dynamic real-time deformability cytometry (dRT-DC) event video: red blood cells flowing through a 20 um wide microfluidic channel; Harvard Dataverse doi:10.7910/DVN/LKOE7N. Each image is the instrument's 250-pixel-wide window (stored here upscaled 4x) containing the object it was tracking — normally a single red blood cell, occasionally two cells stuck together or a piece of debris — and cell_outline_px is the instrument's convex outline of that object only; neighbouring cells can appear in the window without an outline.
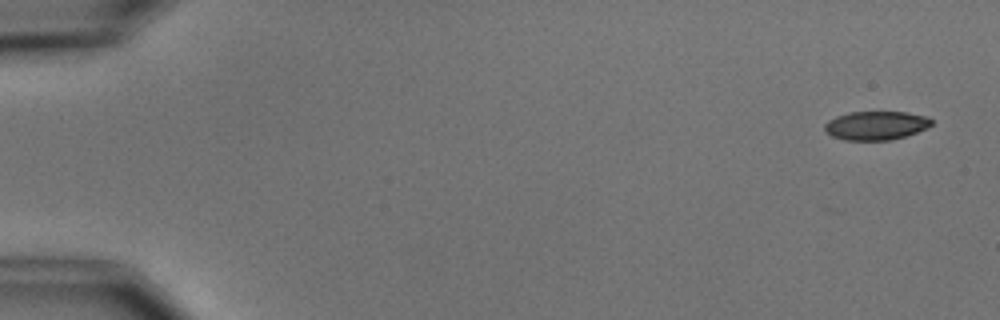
{"species": "common noctule bat (a hibernating species)", "species_latin": "Nyctalus noctula", "temperature_condition": "cold", "stored_images_in_passage": 5, "camera_frame_rate_fps": 3000, "um_per_image_px": 0.085, "animal": {"sex": "male", "body_mass_g": 15.6}, "frame": {"image": 1, "passage_image": 1, "time_ms": 0.0, "image_size_px": [1000, 320], "cell_outline_px": [[932, 124], [928, 128], [892, 140], [844, 140], [832, 136], [824, 128], [824, 124], [828, 120], [836, 116], [848, 112], [908, 112], [928, 116], [932, 120]], "centroid_in_image_um": [74.47, 10.66], "position_along_channel_um": 10.5, "area_um2": 17.98}}